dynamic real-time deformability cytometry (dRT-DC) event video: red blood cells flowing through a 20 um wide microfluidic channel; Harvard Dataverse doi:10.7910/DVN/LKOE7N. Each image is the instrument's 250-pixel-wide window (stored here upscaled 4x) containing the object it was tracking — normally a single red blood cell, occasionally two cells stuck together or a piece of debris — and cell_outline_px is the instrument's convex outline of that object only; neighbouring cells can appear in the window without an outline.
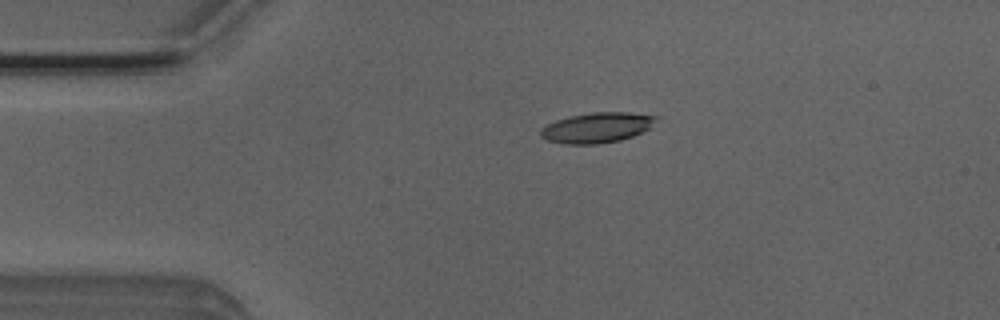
{"species": "Egyptian fruit bat (a non-hibernating species)", "species_latin": "Rousettus aegyptiacus", "temperature_condition": "room temperature", "stored_images_in_passage": 5, "camera_frame_rate_fps": 3000, "um_per_image_px": 0.085, "animal": {"sex": "male"}, "frame": {"image": 1, "passage_image": 3, "time_ms": 0.667, "image_size_px": [1000, 320], "cell_outline_px": [[660, 116], [648, 128], [632, 136], [620, 140], [596, 144], [564, 144], [548, 140], [540, 136], [540, 128], [556, 120], [568, 116], [592, 112], [628, 112]], "centroid_in_image_um": [50.71, 10.84], "position_along_channel_um": 34.3, "area_um2": 20.29}}
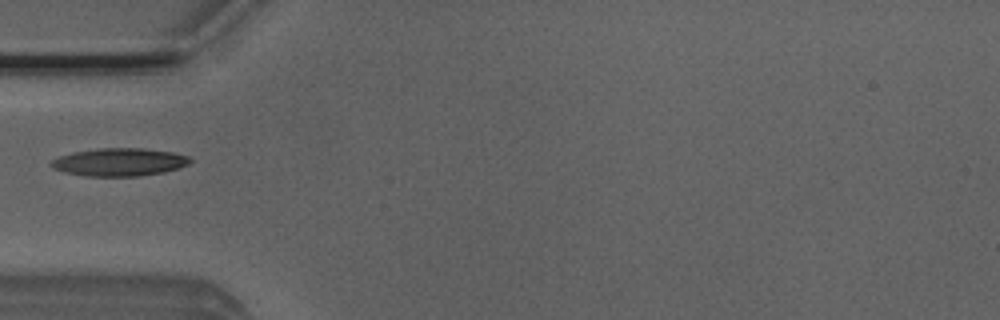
{"frame": {"image": 2, "passage_image": 4, "time_ms": 1.0, "image_size_px": [1000, 320], "cell_outline_px": [[192, 160], [188, 164], [180, 168], [164, 172], [140, 176], [88, 176], [64, 172], [52, 168], [48, 164], [52, 160], [60, 156], [72, 152], [96, 148], [144, 148], [172, 152], [188, 156]], "centroid_in_image_um": [10.14, 13.77], "position_along_channel_um": 74.9, "area_um2": 22.72}}